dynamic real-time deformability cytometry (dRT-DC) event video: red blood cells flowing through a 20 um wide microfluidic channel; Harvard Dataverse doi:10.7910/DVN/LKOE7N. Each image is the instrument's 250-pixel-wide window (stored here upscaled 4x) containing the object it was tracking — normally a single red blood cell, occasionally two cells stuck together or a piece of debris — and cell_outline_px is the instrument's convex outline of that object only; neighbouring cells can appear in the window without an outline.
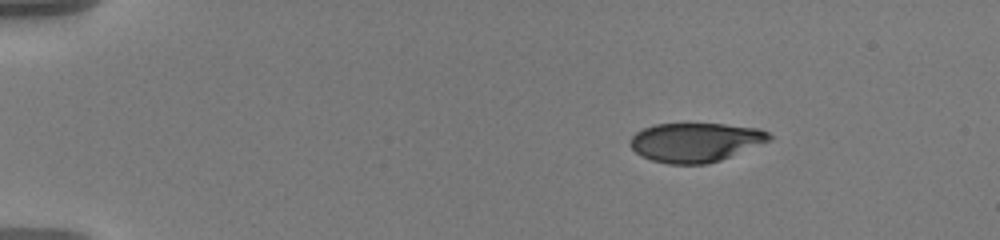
{"species": "human", "species_latin": "Homo sapiens", "temperature_condition": "warm", "stored_images_in_passage": 49, "camera_frame_rate_fps": 3000, "um_per_image_px": 0.085, "donor": {"sex": "male"}, "frame": {"image": 1, "passage_image": 1, "time_ms": 0.0, "image_size_px": [1000, 240], "cell_outline_px": [[772, 140], [720, 160], [708, 164], [668, 164], [652, 160], [640, 156], [628, 144], [628, 140], [636, 132], [644, 128], [656, 124], [724, 124], [760, 128], [768, 132], [772, 136]], "centroid_in_image_um": [59.11, 12.09], "position_along_channel_um": 25.9, "area_um2": 31.85}}
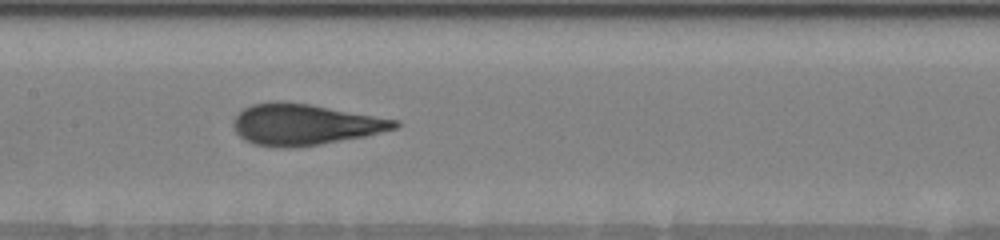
{"frame": {"image": 2, "passage_image": 22, "time_ms": 7.0, "image_size_px": [1000, 240], "cell_outline_px": [[400, 124], [396, 128], [364, 136], [320, 144], [284, 148], [256, 144], [244, 140], [236, 132], [232, 124], [232, 120], [244, 108], [252, 104], [276, 100], [280, 100], [312, 104], [400, 120]], "centroid_in_image_um": [25.88, 10.56], "position_along_channel_um": 181.5, "area_um2": 38.67}}
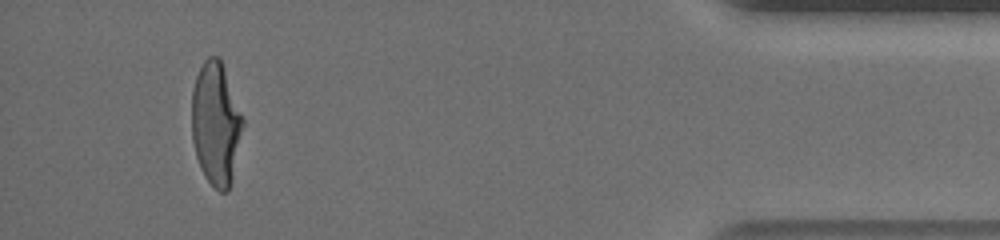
{"frame": {"image": 3, "passage_image": 46, "time_ms": 15.0, "image_size_px": [1000, 240], "cell_outline_px": [[244, 124], [232, 176], [228, 192], [220, 192], [204, 176], [200, 168], [196, 156], [192, 140], [192, 88], [196, 76], [204, 60], [208, 56], [220, 56], [244, 120]], "centroid_in_image_um": [18.34, 10.48], "position_along_channel_um": 416.9, "area_um2": 36.53}, "authors_computed_cell_mechanics": {"area_um2": 37.2232, "velocity_mm_per_s": 3.6012, "shape_relaxation_time_tau1_ms": 5.9352, "shape_relaxation_time_tau2_ms": 0.7779, "deformation_change_tau1": 0.2426, "deformation_change_tau2": 0.0672}}